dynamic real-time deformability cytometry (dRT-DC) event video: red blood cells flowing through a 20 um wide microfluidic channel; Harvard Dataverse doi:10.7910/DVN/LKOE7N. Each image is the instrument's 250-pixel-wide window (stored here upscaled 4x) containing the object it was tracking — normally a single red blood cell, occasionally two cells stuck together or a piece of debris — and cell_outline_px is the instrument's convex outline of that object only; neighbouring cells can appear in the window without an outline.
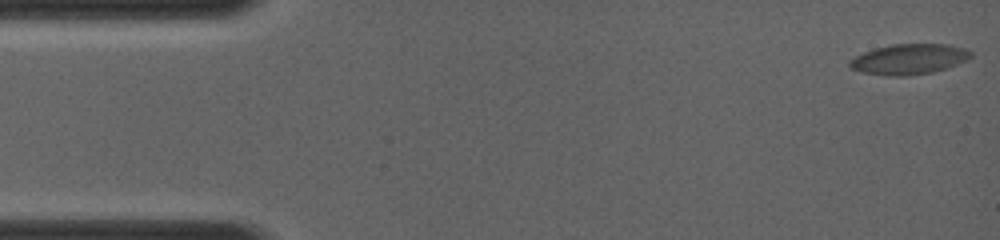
{"species": "common noctule bat (a hibernating species)", "species_latin": "Nyctalus noctula", "temperature_condition": "room temperature", "stored_images_in_passage": 38, "camera_frame_rate_fps": 4000, "um_per_image_px": 0.085, "animal": {"sex": "female", "body_mass_g": 19.0, "forearm_length_mm": 56.7}, "frame": {"image": 1, "passage_image": 1, "time_ms": 0.0, "image_size_px": [1000, 240], "cell_outline_px": [[972, 56], [956, 64], [932, 72], [908, 76], [888, 76], [860, 72], [852, 68], [848, 64], [848, 60], [864, 52], [876, 48], [892, 44], [948, 44], [964, 48], [972, 52]], "centroid_in_image_um": [77.23, 5.03], "position_along_channel_um": 7.8, "area_um2": 21.33}}
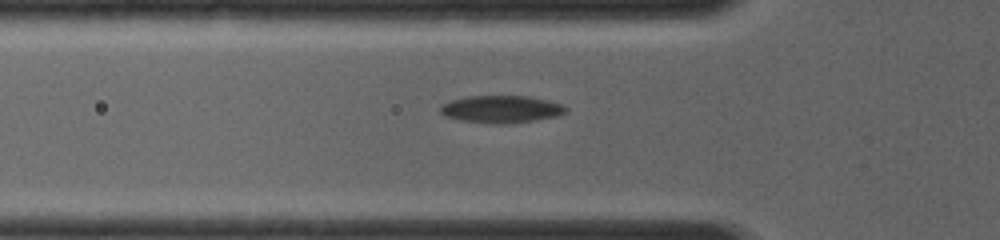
{"frame": {"image": 2, "passage_image": 28, "time_ms": 4.5, "image_size_px": [1000, 240], "cell_outline_px": [[568, 108], [564, 112], [556, 116], [536, 120], [504, 124], [492, 124], [460, 120], [444, 116], [440, 112], [440, 104], [452, 100], [468, 96], [528, 96], [564, 104]], "centroid_in_image_um": [42.58, 9.28], "position_along_channel_um": 83.2, "area_um2": 20.06}}
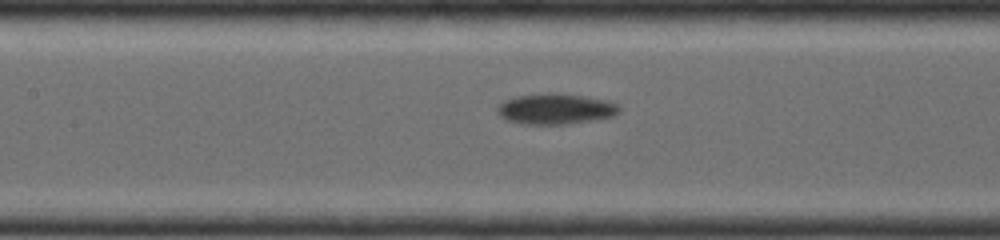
{"frame": {"image": 3, "passage_image": 38, "time_ms": 6.25, "image_size_px": [1000, 240], "cell_outline_px": [[620, 112], [616, 116], [568, 124], [524, 124], [504, 120], [496, 112], [496, 108], [504, 100], [516, 96], [552, 92], [556, 92], [584, 96], [608, 100], [620, 104]], "centroid_in_image_um": [47.24, 9.25], "position_along_channel_um": 160.2, "area_um2": 22.2}}